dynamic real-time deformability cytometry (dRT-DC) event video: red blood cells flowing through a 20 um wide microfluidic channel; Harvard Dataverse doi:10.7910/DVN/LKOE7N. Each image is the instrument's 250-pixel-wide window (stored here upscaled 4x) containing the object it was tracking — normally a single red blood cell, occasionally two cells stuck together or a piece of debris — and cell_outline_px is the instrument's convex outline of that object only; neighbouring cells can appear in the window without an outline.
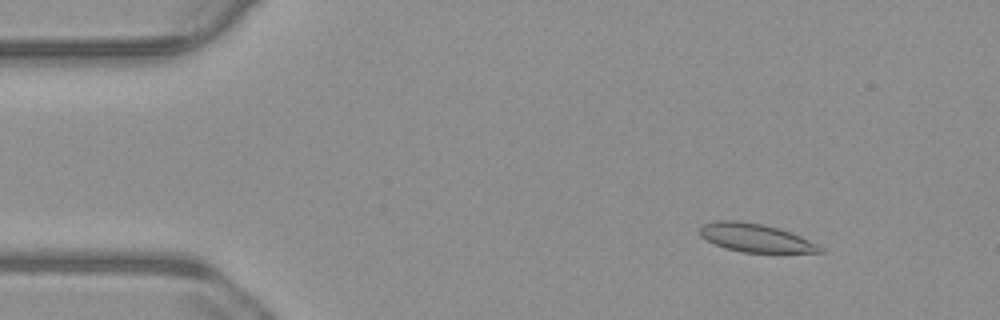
{"species": "common noctule bat (a hibernating species)", "species_latin": "Nyctalus noctula", "temperature_condition": "warm", "stored_images_in_passage": 55, "camera_frame_rate_fps": 3000, "um_per_image_px": 0.085, "animal": {"sex": "male", "body_mass_g": 23.1, "forearm_length_mm": 52.7}, "frame": {"image": 1, "passage_image": 7, "time_ms": 2.0, "image_size_px": [1000, 320], "cell_outline_px": [[824, 252], [744, 252], [724, 248], [700, 236], [700, 228], [704, 224], [716, 220], [740, 220], [764, 224], [792, 232], [824, 248]], "centroid_in_image_um": [64.21, 20.2], "position_along_channel_um": 20.8, "area_um2": 19.71}}
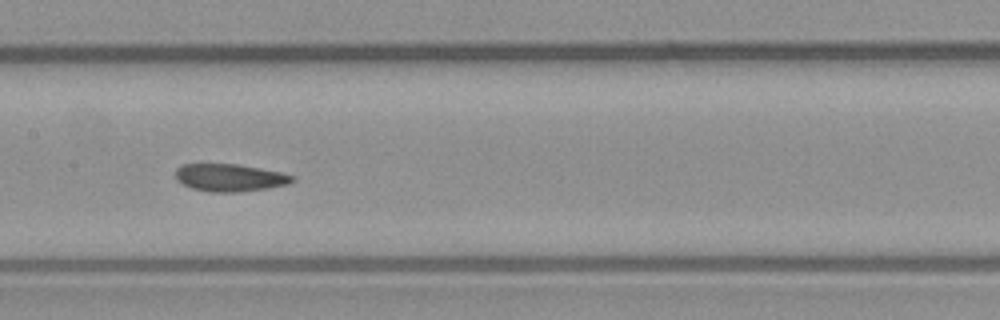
{"frame": {"image": 2, "passage_image": 27, "time_ms": 8.667, "image_size_px": [1000, 320], "cell_outline_px": [[296, 180], [288, 184], [268, 188], [240, 192], [208, 192], [192, 188], [176, 180], [176, 168], [180, 164], [236, 164], [260, 168], [280, 172], [296, 176]], "centroid_in_image_um": [19.55, 15.1], "position_along_channel_um": 187.9, "area_um2": 18.84}}
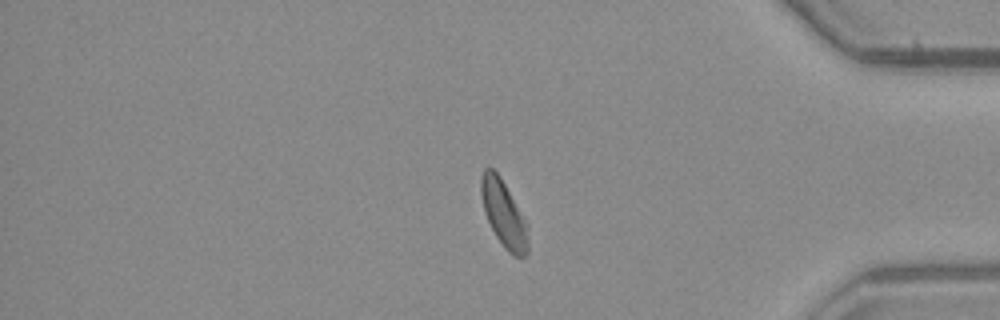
{"frame": {"image": 3, "passage_image": 46, "time_ms": 15.0, "image_size_px": [1000, 320], "cell_outline_px": [[528, 252], [524, 256], [512, 256], [504, 248], [496, 236], [484, 212], [480, 192], [480, 176], [484, 168], [488, 164], [500, 176], [528, 224]], "centroid_in_image_um": [42.8, 18.15], "position_along_channel_um": 392.4, "area_um2": 18.38}, "authors_computed_cell_mechanics": {"area_um2": 19.2474, "velocity_mm_per_s": 3.7151, "shape_relaxation_time_tau1_ms": null, "shape_relaxation_time_tau2_ms": 8.48, "deformation_change_tau1": null, "deformation_change_tau2": 0.1093}}